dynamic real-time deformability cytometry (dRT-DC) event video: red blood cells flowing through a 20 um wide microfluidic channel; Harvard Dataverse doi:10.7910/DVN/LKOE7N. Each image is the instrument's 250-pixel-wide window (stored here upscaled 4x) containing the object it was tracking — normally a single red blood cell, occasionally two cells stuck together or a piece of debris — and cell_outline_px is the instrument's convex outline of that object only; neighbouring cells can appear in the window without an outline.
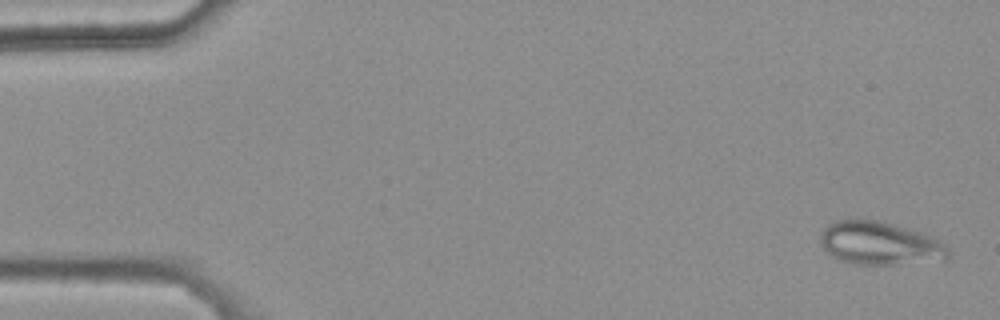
{"species": "common noctule bat (a hibernating species)", "species_latin": "Nyctalus noctula", "temperature_condition": "warm", "stored_images_in_passage": 45, "camera_frame_rate_fps": 3000, "um_per_image_px": 0.085, "animal": {"sex": "female", "body_mass_g": 25.1}, "frame": {"image": 1, "passage_image": 2, "time_ms": 0.333, "image_size_px": [1000, 320], "cell_outline_px": [[948, 256], [944, 260], [896, 264], [856, 264], [840, 260], [832, 256], [824, 248], [820, 240], [820, 236], [824, 228], [832, 220], [848, 216], [860, 216], [880, 220], [924, 232], [940, 240], [948, 248]], "centroid_in_image_um": [74.75, 20.61], "position_along_channel_um": 10.3, "area_um2": 33.12}}
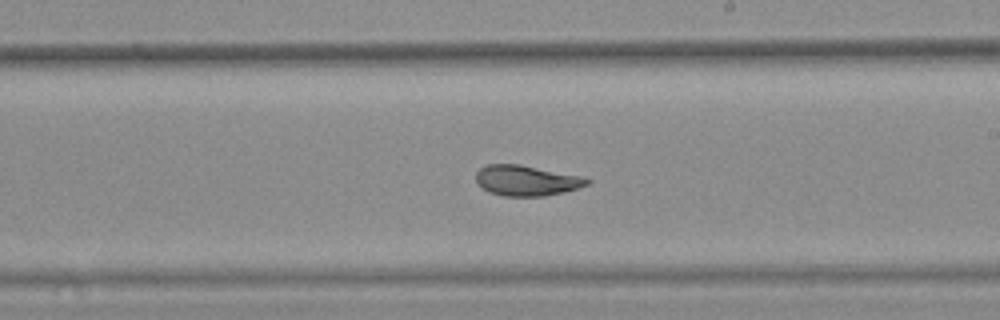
{"frame": {"image": 2, "passage_image": 31, "time_ms": 10.0, "image_size_px": [1000, 320], "cell_outline_px": [[592, 180], [588, 184], [564, 192], [544, 196], [504, 196], [488, 192], [476, 180], [476, 172], [480, 168], [488, 164], [520, 164], [584, 176]], "centroid_in_image_um": [44.78, 15.33], "position_along_channel_um": 244.2, "area_um2": 19.77}}
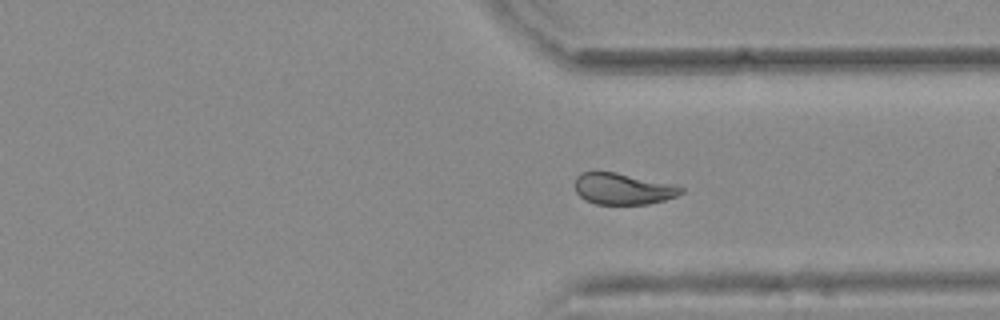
{"frame": {"image": 3, "passage_image": 40, "time_ms": 13.0, "image_size_px": [1000, 320], "cell_outline_px": [[684, 192], [676, 196], [664, 200], [648, 204], [596, 204], [584, 200], [576, 192], [576, 176], [580, 172], [616, 172], [672, 184], [684, 188]], "centroid_in_image_um": [52.94, 16.05], "position_along_channel_um": 358.5, "area_um2": 19.31}, "authors_computed_cell_mechanics": {"area_um2": 20.8658, "velocity_mm_per_s": 3.7855, "shape_relaxation_time_tau1_ms": null, "shape_relaxation_time_tau2_ms": 1.508, "deformation_change_tau1": null, "deformation_change_tau2": 0.051}}